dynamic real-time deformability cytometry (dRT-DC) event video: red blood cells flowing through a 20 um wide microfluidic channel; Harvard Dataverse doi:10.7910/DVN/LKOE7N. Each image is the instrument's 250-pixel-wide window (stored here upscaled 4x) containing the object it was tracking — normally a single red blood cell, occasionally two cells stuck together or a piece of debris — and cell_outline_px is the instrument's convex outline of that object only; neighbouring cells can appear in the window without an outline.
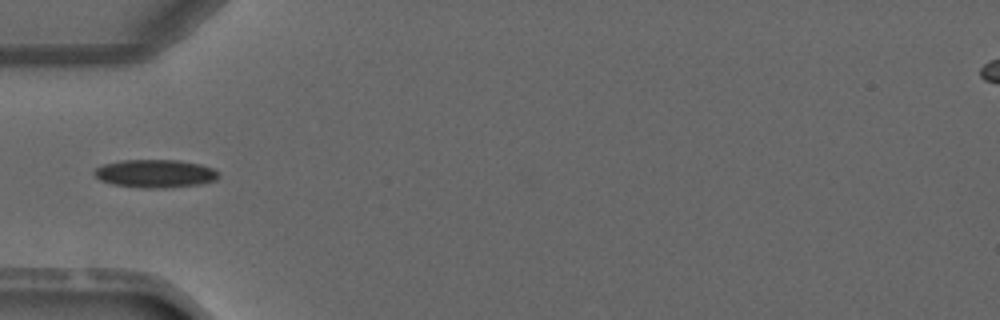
{"species": "common noctule bat (a hibernating species)", "species_latin": "Nyctalus noctula", "temperature_condition": "warm", "stored_images_in_passage": 4, "camera_frame_rate_fps": 3000, "um_per_image_px": 0.085, "animal": {"sex": "male", "forearm_length_mm": 52.5}, "frame": {"image": 1, "passage_image": 4, "time_ms": 4.333, "image_size_px": [1000, 320], "cell_outline_px": [[220, 176], [216, 180], [200, 184], [164, 188], [144, 188], [112, 184], [100, 180], [92, 172], [100, 164], [120, 160], [180, 160], [200, 164], [212, 168]], "centroid_in_image_um": [13.16, 14.75], "position_along_channel_um": 71.8, "area_um2": 20.46}}